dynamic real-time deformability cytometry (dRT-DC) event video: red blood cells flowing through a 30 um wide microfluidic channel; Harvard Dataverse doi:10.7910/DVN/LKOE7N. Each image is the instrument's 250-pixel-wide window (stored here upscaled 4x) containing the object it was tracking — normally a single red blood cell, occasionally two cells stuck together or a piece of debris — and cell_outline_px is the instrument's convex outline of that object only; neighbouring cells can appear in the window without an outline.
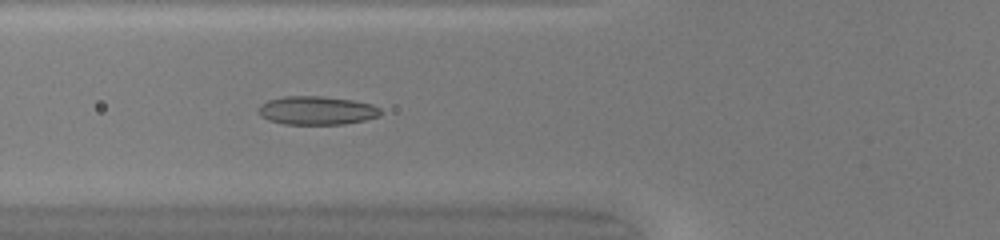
{"species": "common noctule bat (a hibernating species)", "species_latin": "Nyctalus noctula", "temperature_condition": "warm", "stored_images_in_passage": 50, "camera_frame_rate_fps": 3000, "um_per_image_px": 0.085, "animal": {"sex": "female", "body_mass_g": 20.0, "forearm_length_mm": 54.0}, "frame": {"image": 1, "passage_image": 20, "time_ms": 6.333, "image_size_px": [1000, 240], "cell_outline_px": [[380, 116], [364, 120], [344, 124], [284, 124], [268, 120], [260, 116], [256, 112], [256, 108], [260, 104], [268, 100], [284, 96], [320, 96], [352, 100], [372, 104], [380, 108]], "centroid_in_image_um": [26.86, 9.39], "position_along_channel_um": 98.9, "area_um2": 20.46}}
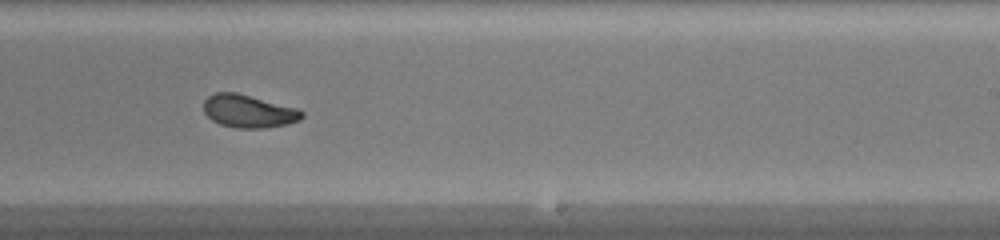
{"frame": {"image": 2, "passage_image": 32, "time_ms": 10.333, "image_size_px": [1000, 240], "cell_outline_px": [[304, 116], [300, 120], [288, 124], [264, 128], [236, 128], [220, 124], [212, 120], [204, 112], [204, 100], [208, 96], [216, 92], [236, 92], [296, 108], [304, 112]], "centroid_in_image_um": [21.12, 9.46], "position_along_channel_um": 267.9, "area_um2": 18.79}}
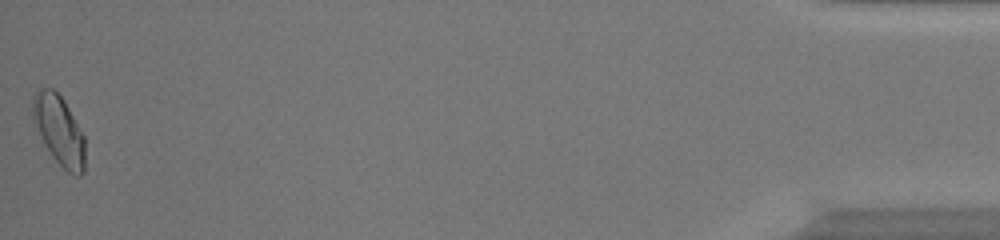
{"frame": {"image": 3, "passage_image": 50, "time_ms": 16.333, "image_size_px": [1000, 240], "cell_outline_px": [[84, 172], [80, 176], [72, 176], [52, 156], [32, 120], [32, 96], [36, 88], [52, 88], [64, 100], [84, 136]], "centroid_in_image_um": [5.0, 11.05], "position_along_channel_um": 430.2, "area_um2": 21.1}, "authors_computed_cell_mechanics": {"area_um2": 19.3341, "velocity_mm_per_s": 4.2314, "shape_relaxation_time_tau1_ms": 8.4918, "shape_relaxation_time_tau2_ms": 0.8886, "deformation_change_tau1": 0.2297, "deformation_change_tau2": 0.0465}}